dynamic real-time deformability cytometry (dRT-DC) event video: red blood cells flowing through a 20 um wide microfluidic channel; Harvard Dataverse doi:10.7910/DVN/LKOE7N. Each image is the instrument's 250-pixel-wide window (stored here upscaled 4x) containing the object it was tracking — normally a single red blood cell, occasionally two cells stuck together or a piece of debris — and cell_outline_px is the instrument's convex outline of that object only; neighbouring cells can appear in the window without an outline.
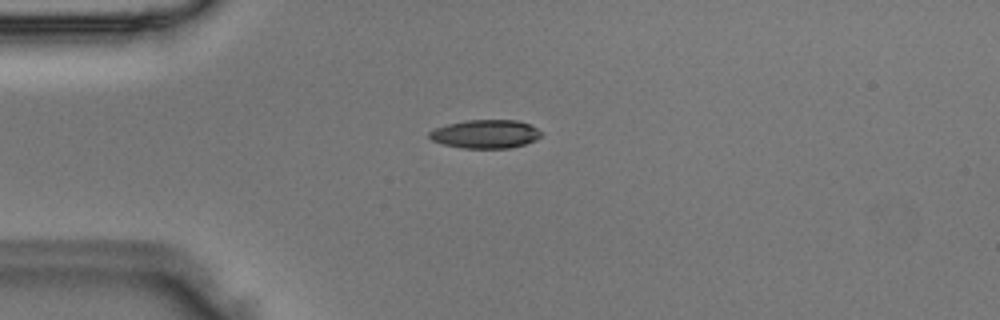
{"species": "Egyptian fruit bat (a non-hibernating species)", "species_latin": "Rousettus aegyptiacus", "temperature_condition": "room temperature", "stored_images_in_passage": 37, "camera_frame_rate_fps": 3000, "um_per_image_px": 0.085, "animal": {"sex": "male"}, "frame": {"image": 1, "passage_image": 1, "time_ms": 0.0, "image_size_px": [1000, 320], "cell_outline_px": [[544, 132], [536, 140], [524, 144], [508, 148], [460, 148], [444, 144], [432, 140], [428, 136], [428, 132], [436, 128], [448, 124], [468, 120], [516, 120], [528, 124]], "centroid_in_image_um": [41.27, 11.39], "position_along_channel_um": 43.7, "area_um2": 18.5}}
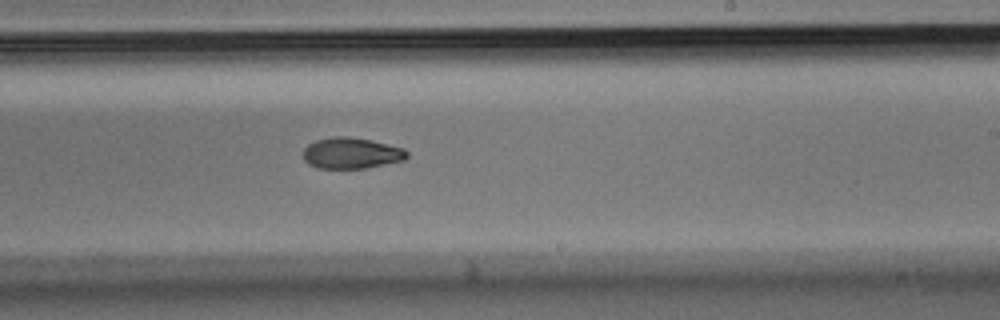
{"frame": {"image": 2, "passage_image": 18, "time_ms": 5.667, "image_size_px": [1000, 320], "cell_outline_px": [[408, 156], [404, 160], [364, 168], [316, 168], [308, 164], [304, 160], [304, 148], [308, 144], [316, 140], [332, 136], [348, 136], [372, 140], [404, 148], [408, 152]], "centroid_in_image_um": [29.85, 13.0], "position_along_channel_um": 259.1, "area_um2": 18.84}}
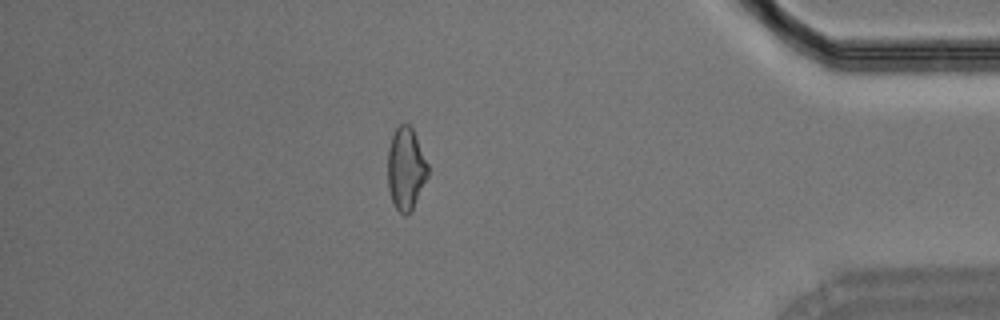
{"frame": {"image": 3, "passage_image": 31, "time_ms": 10.0, "image_size_px": [1000, 320], "cell_outline_px": [[428, 176], [412, 208], [404, 216], [392, 204], [388, 188], [388, 148], [392, 136], [396, 128], [400, 124], [408, 124], [412, 128], [428, 164]], "centroid_in_image_um": [34.48, 14.34], "position_along_channel_um": 400.7, "area_um2": 19.07}}